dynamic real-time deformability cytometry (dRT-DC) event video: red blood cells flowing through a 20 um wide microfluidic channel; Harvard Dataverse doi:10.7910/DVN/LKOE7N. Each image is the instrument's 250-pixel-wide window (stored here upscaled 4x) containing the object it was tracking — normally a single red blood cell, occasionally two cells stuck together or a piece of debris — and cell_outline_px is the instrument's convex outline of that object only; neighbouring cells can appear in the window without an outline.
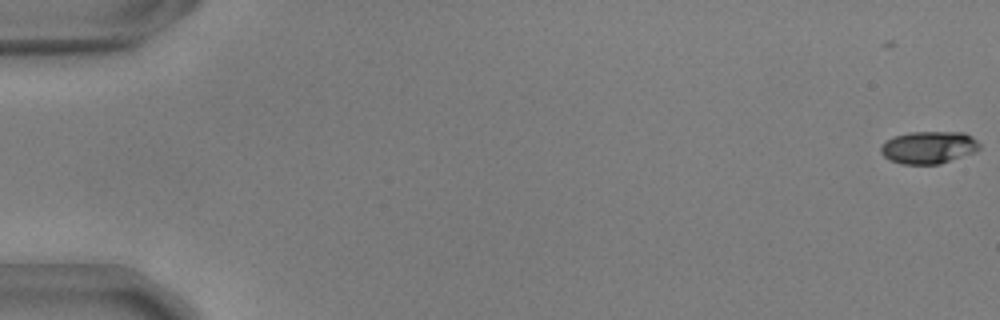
{"species": "common noctule bat (a hibernating species)", "species_latin": "Nyctalus noctula", "temperature_condition": "warm", "stored_images_in_passage": 2, "camera_frame_rate_fps": 3000, "um_per_image_px": 0.085, "animal": {"sex": "male", "body_mass_g": 17.9, "forearm_length_mm": 54.2}, "frame": {"image": 1, "passage_image": 2, "time_ms": 0.333, "image_size_px": [1000, 320], "cell_outline_px": [[980, 148], [976, 152], [940, 164], [904, 164], [892, 160], [884, 156], [880, 152], [880, 144], [892, 136], [908, 132], [964, 132], [972, 136], [980, 144]], "centroid_in_image_um": [78.94, 12.52], "position_along_channel_um": 6.1, "area_um2": 18.84}}